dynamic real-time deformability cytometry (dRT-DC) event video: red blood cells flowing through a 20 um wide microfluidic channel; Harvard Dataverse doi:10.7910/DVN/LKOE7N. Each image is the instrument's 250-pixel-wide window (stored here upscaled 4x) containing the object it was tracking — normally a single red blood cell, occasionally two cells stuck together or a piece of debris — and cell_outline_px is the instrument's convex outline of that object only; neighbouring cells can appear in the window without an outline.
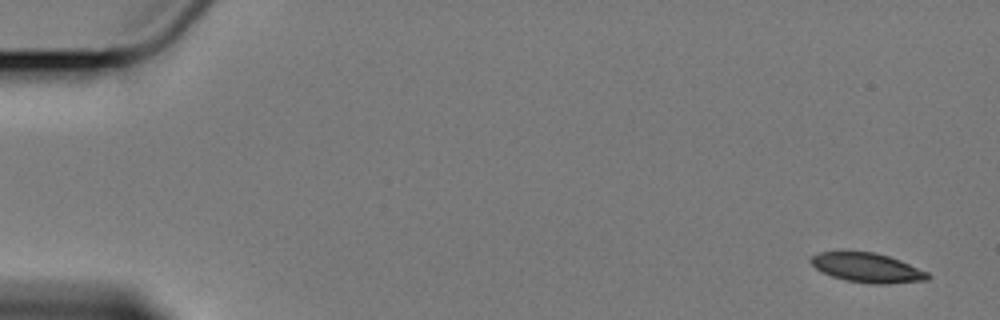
{"species": "Egyptian fruit bat (a non-hibernating species)", "species_latin": "Rousettus aegyptiacus", "temperature_condition": "cold", "stored_images_in_passage": 6, "camera_frame_rate_fps": 3000, "um_per_image_px": 0.085, "animal": {"sex": "female"}, "frame": {"image": 1, "passage_image": 1, "time_ms": 0.0, "image_size_px": [1000, 320], "cell_outline_px": [[932, 276], [928, 280], [888, 284], [872, 284], [848, 280], [832, 276], [816, 268], [808, 260], [812, 256], [820, 252], [872, 252], [888, 256], [900, 260], [928, 272]], "centroid_in_image_um": [73.76, 22.76], "position_along_channel_um": 11.2, "area_um2": 19.83}}
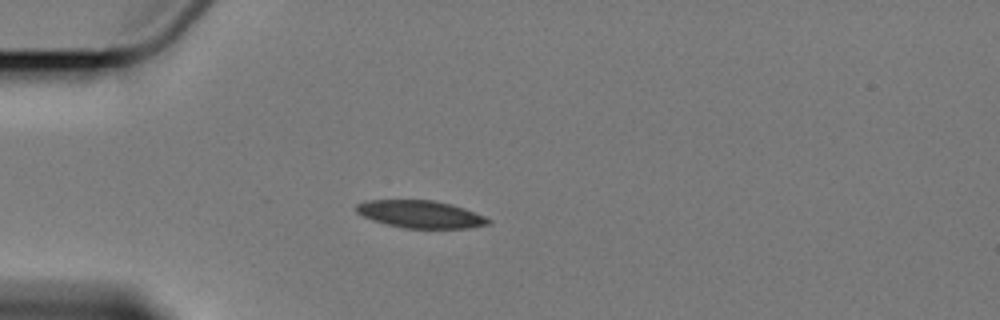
{"frame": {"image": 2, "passage_image": 5, "time_ms": 4.667, "image_size_px": [1000, 320], "cell_outline_px": [[492, 220], [488, 224], [468, 228], [404, 228], [372, 220], [356, 212], [356, 204], [368, 200], [432, 200], [452, 204], [464, 208], [484, 216]], "centroid_in_image_um": [35.74, 18.2], "position_along_channel_um": 49.3, "area_um2": 20.98}}